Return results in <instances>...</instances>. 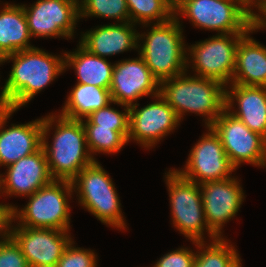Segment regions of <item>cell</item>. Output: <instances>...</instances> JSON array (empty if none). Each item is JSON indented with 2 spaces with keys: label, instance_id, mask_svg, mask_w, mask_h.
<instances>
[{
  "label": "cell",
  "instance_id": "cell-1",
  "mask_svg": "<svg viewBox=\"0 0 266 267\" xmlns=\"http://www.w3.org/2000/svg\"><path fill=\"white\" fill-rule=\"evenodd\" d=\"M14 60L9 78L1 90L0 108L17 110L63 72L64 59L39 48L17 51L1 59Z\"/></svg>",
  "mask_w": 266,
  "mask_h": 267
},
{
  "label": "cell",
  "instance_id": "cell-2",
  "mask_svg": "<svg viewBox=\"0 0 266 267\" xmlns=\"http://www.w3.org/2000/svg\"><path fill=\"white\" fill-rule=\"evenodd\" d=\"M55 118L53 115L42 118V148L53 179L72 181L83 168L91 165L95 158L85 150L87 143L82 120H72L59 115L53 143L49 147L46 134Z\"/></svg>",
  "mask_w": 266,
  "mask_h": 267
},
{
  "label": "cell",
  "instance_id": "cell-3",
  "mask_svg": "<svg viewBox=\"0 0 266 267\" xmlns=\"http://www.w3.org/2000/svg\"><path fill=\"white\" fill-rule=\"evenodd\" d=\"M186 73L160 83L159 94L181 120L185 112L207 115L209 127L226 109L224 84L210 78L186 77Z\"/></svg>",
  "mask_w": 266,
  "mask_h": 267
},
{
  "label": "cell",
  "instance_id": "cell-4",
  "mask_svg": "<svg viewBox=\"0 0 266 267\" xmlns=\"http://www.w3.org/2000/svg\"><path fill=\"white\" fill-rule=\"evenodd\" d=\"M178 20L174 16L167 22L153 24L148 34H138V39H145L139 55L159 83L185 73L189 65Z\"/></svg>",
  "mask_w": 266,
  "mask_h": 267
},
{
  "label": "cell",
  "instance_id": "cell-5",
  "mask_svg": "<svg viewBox=\"0 0 266 267\" xmlns=\"http://www.w3.org/2000/svg\"><path fill=\"white\" fill-rule=\"evenodd\" d=\"M178 12L195 26L221 31L220 34L250 33L257 29L244 0H178L174 16Z\"/></svg>",
  "mask_w": 266,
  "mask_h": 267
},
{
  "label": "cell",
  "instance_id": "cell-6",
  "mask_svg": "<svg viewBox=\"0 0 266 267\" xmlns=\"http://www.w3.org/2000/svg\"><path fill=\"white\" fill-rule=\"evenodd\" d=\"M73 190L71 181L53 180L30 195L24 209L18 211L13 207L12 219H19L22 223L18 225L23 227L67 231L70 208L66 197L71 196Z\"/></svg>",
  "mask_w": 266,
  "mask_h": 267
},
{
  "label": "cell",
  "instance_id": "cell-7",
  "mask_svg": "<svg viewBox=\"0 0 266 267\" xmlns=\"http://www.w3.org/2000/svg\"><path fill=\"white\" fill-rule=\"evenodd\" d=\"M166 176L174 226L200 249L204 248V229L213 240L218 239L206 223L199 184L176 170H169Z\"/></svg>",
  "mask_w": 266,
  "mask_h": 267
},
{
  "label": "cell",
  "instance_id": "cell-8",
  "mask_svg": "<svg viewBox=\"0 0 266 267\" xmlns=\"http://www.w3.org/2000/svg\"><path fill=\"white\" fill-rule=\"evenodd\" d=\"M79 202L102 223L125 228L118 194L107 172L95 160L71 181ZM77 185V186H76Z\"/></svg>",
  "mask_w": 266,
  "mask_h": 267
},
{
  "label": "cell",
  "instance_id": "cell-9",
  "mask_svg": "<svg viewBox=\"0 0 266 267\" xmlns=\"http://www.w3.org/2000/svg\"><path fill=\"white\" fill-rule=\"evenodd\" d=\"M209 127L219 136L225 153L235 168L243 162L266 166V139L251 131L227 109Z\"/></svg>",
  "mask_w": 266,
  "mask_h": 267
},
{
  "label": "cell",
  "instance_id": "cell-10",
  "mask_svg": "<svg viewBox=\"0 0 266 267\" xmlns=\"http://www.w3.org/2000/svg\"><path fill=\"white\" fill-rule=\"evenodd\" d=\"M246 34H218L191 46L189 50L193 58V68L198 73L196 75L217 80L225 86L230 79L232 82L236 50L240 40Z\"/></svg>",
  "mask_w": 266,
  "mask_h": 267
},
{
  "label": "cell",
  "instance_id": "cell-11",
  "mask_svg": "<svg viewBox=\"0 0 266 267\" xmlns=\"http://www.w3.org/2000/svg\"><path fill=\"white\" fill-rule=\"evenodd\" d=\"M207 128L210 132L204 134L191 150L185 170H176L185 179L197 184L229 178V174L236 169L225 153L219 136L211 127Z\"/></svg>",
  "mask_w": 266,
  "mask_h": 267
},
{
  "label": "cell",
  "instance_id": "cell-12",
  "mask_svg": "<svg viewBox=\"0 0 266 267\" xmlns=\"http://www.w3.org/2000/svg\"><path fill=\"white\" fill-rule=\"evenodd\" d=\"M79 0H38L23 6L31 36L71 38L79 19Z\"/></svg>",
  "mask_w": 266,
  "mask_h": 267
},
{
  "label": "cell",
  "instance_id": "cell-13",
  "mask_svg": "<svg viewBox=\"0 0 266 267\" xmlns=\"http://www.w3.org/2000/svg\"><path fill=\"white\" fill-rule=\"evenodd\" d=\"M18 227L11 229L9 235L19 245L29 267H56L72 241L68 231Z\"/></svg>",
  "mask_w": 266,
  "mask_h": 267
},
{
  "label": "cell",
  "instance_id": "cell-14",
  "mask_svg": "<svg viewBox=\"0 0 266 267\" xmlns=\"http://www.w3.org/2000/svg\"><path fill=\"white\" fill-rule=\"evenodd\" d=\"M157 102L151 103L144 108L137 109L133 104L129 107V139L138 141L144 147H151L161 138L170 133L180 119L175 111L167 104L166 100L158 94Z\"/></svg>",
  "mask_w": 266,
  "mask_h": 267
},
{
  "label": "cell",
  "instance_id": "cell-15",
  "mask_svg": "<svg viewBox=\"0 0 266 267\" xmlns=\"http://www.w3.org/2000/svg\"><path fill=\"white\" fill-rule=\"evenodd\" d=\"M160 83L140 56L114 64L110 93L112 101L122 106H132L140 97L159 94Z\"/></svg>",
  "mask_w": 266,
  "mask_h": 267
},
{
  "label": "cell",
  "instance_id": "cell-16",
  "mask_svg": "<svg viewBox=\"0 0 266 267\" xmlns=\"http://www.w3.org/2000/svg\"><path fill=\"white\" fill-rule=\"evenodd\" d=\"M208 228L221 238L223 223L238 212L243 201V190L239 182L231 177L199 184Z\"/></svg>",
  "mask_w": 266,
  "mask_h": 267
},
{
  "label": "cell",
  "instance_id": "cell-17",
  "mask_svg": "<svg viewBox=\"0 0 266 267\" xmlns=\"http://www.w3.org/2000/svg\"><path fill=\"white\" fill-rule=\"evenodd\" d=\"M13 112V109L0 108V129ZM42 131V118L0 130V165L8 166L40 150Z\"/></svg>",
  "mask_w": 266,
  "mask_h": 267
},
{
  "label": "cell",
  "instance_id": "cell-18",
  "mask_svg": "<svg viewBox=\"0 0 266 267\" xmlns=\"http://www.w3.org/2000/svg\"><path fill=\"white\" fill-rule=\"evenodd\" d=\"M7 167V175L5 178H0V191L3 188V192L7 195H27L28 197L54 180L43 148Z\"/></svg>",
  "mask_w": 266,
  "mask_h": 267
},
{
  "label": "cell",
  "instance_id": "cell-19",
  "mask_svg": "<svg viewBox=\"0 0 266 267\" xmlns=\"http://www.w3.org/2000/svg\"><path fill=\"white\" fill-rule=\"evenodd\" d=\"M226 89V109L230 111L234 99L239 111L231 114L240 119L251 131L259 133L266 139V87L232 84Z\"/></svg>",
  "mask_w": 266,
  "mask_h": 267
},
{
  "label": "cell",
  "instance_id": "cell-20",
  "mask_svg": "<svg viewBox=\"0 0 266 267\" xmlns=\"http://www.w3.org/2000/svg\"><path fill=\"white\" fill-rule=\"evenodd\" d=\"M104 25L83 34L79 44L91 54L105 58L130 48H138V34L133 23ZM137 41V42H136Z\"/></svg>",
  "mask_w": 266,
  "mask_h": 267
},
{
  "label": "cell",
  "instance_id": "cell-21",
  "mask_svg": "<svg viewBox=\"0 0 266 267\" xmlns=\"http://www.w3.org/2000/svg\"><path fill=\"white\" fill-rule=\"evenodd\" d=\"M248 34L238 44L231 84L266 87V47Z\"/></svg>",
  "mask_w": 266,
  "mask_h": 267
},
{
  "label": "cell",
  "instance_id": "cell-22",
  "mask_svg": "<svg viewBox=\"0 0 266 267\" xmlns=\"http://www.w3.org/2000/svg\"><path fill=\"white\" fill-rule=\"evenodd\" d=\"M30 37L23 6L6 3L0 12V58L34 48L29 45Z\"/></svg>",
  "mask_w": 266,
  "mask_h": 267
},
{
  "label": "cell",
  "instance_id": "cell-23",
  "mask_svg": "<svg viewBox=\"0 0 266 267\" xmlns=\"http://www.w3.org/2000/svg\"><path fill=\"white\" fill-rule=\"evenodd\" d=\"M63 58L65 69L71 65L76 69L78 83L110 88L114 65L106 58L91 54L81 45L75 53H64Z\"/></svg>",
  "mask_w": 266,
  "mask_h": 267
},
{
  "label": "cell",
  "instance_id": "cell-24",
  "mask_svg": "<svg viewBox=\"0 0 266 267\" xmlns=\"http://www.w3.org/2000/svg\"><path fill=\"white\" fill-rule=\"evenodd\" d=\"M110 103H114L109 89L77 83L70 92L60 114L72 120H82Z\"/></svg>",
  "mask_w": 266,
  "mask_h": 267
},
{
  "label": "cell",
  "instance_id": "cell-25",
  "mask_svg": "<svg viewBox=\"0 0 266 267\" xmlns=\"http://www.w3.org/2000/svg\"><path fill=\"white\" fill-rule=\"evenodd\" d=\"M86 133L87 150L91 152H118L128 141L129 132H117L111 128L99 127L88 118L83 122Z\"/></svg>",
  "mask_w": 266,
  "mask_h": 267
},
{
  "label": "cell",
  "instance_id": "cell-26",
  "mask_svg": "<svg viewBox=\"0 0 266 267\" xmlns=\"http://www.w3.org/2000/svg\"><path fill=\"white\" fill-rule=\"evenodd\" d=\"M131 23H164L174 17V4L170 0H126Z\"/></svg>",
  "mask_w": 266,
  "mask_h": 267
},
{
  "label": "cell",
  "instance_id": "cell-27",
  "mask_svg": "<svg viewBox=\"0 0 266 267\" xmlns=\"http://www.w3.org/2000/svg\"><path fill=\"white\" fill-rule=\"evenodd\" d=\"M208 246L203 252L196 254L194 267H239L241 265L234 247L228 245L222 237L213 240Z\"/></svg>",
  "mask_w": 266,
  "mask_h": 267
},
{
  "label": "cell",
  "instance_id": "cell-28",
  "mask_svg": "<svg viewBox=\"0 0 266 267\" xmlns=\"http://www.w3.org/2000/svg\"><path fill=\"white\" fill-rule=\"evenodd\" d=\"M79 16H99L130 22L126 0H83L79 4Z\"/></svg>",
  "mask_w": 266,
  "mask_h": 267
},
{
  "label": "cell",
  "instance_id": "cell-29",
  "mask_svg": "<svg viewBox=\"0 0 266 267\" xmlns=\"http://www.w3.org/2000/svg\"><path fill=\"white\" fill-rule=\"evenodd\" d=\"M107 106L92 112L88 119L99 127L111 128L117 132H129V107L124 108L122 113Z\"/></svg>",
  "mask_w": 266,
  "mask_h": 267
},
{
  "label": "cell",
  "instance_id": "cell-30",
  "mask_svg": "<svg viewBox=\"0 0 266 267\" xmlns=\"http://www.w3.org/2000/svg\"><path fill=\"white\" fill-rule=\"evenodd\" d=\"M73 241L66 247L56 267H96V255L90 250L75 248Z\"/></svg>",
  "mask_w": 266,
  "mask_h": 267
},
{
  "label": "cell",
  "instance_id": "cell-31",
  "mask_svg": "<svg viewBox=\"0 0 266 267\" xmlns=\"http://www.w3.org/2000/svg\"><path fill=\"white\" fill-rule=\"evenodd\" d=\"M0 267H29L19 245L10 235L0 240Z\"/></svg>",
  "mask_w": 266,
  "mask_h": 267
},
{
  "label": "cell",
  "instance_id": "cell-32",
  "mask_svg": "<svg viewBox=\"0 0 266 267\" xmlns=\"http://www.w3.org/2000/svg\"><path fill=\"white\" fill-rule=\"evenodd\" d=\"M196 254L187 248H180L164 255L154 267H194Z\"/></svg>",
  "mask_w": 266,
  "mask_h": 267
},
{
  "label": "cell",
  "instance_id": "cell-33",
  "mask_svg": "<svg viewBox=\"0 0 266 267\" xmlns=\"http://www.w3.org/2000/svg\"><path fill=\"white\" fill-rule=\"evenodd\" d=\"M12 208V205L0 204V233L2 232V236L4 235L2 238L9 236V227L11 222H13Z\"/></svg>",
  "mask_w": 266,
  "mask_h": 267
},
{
  "label": "cell",
  "instance_id": "cell-34",
  "mask_svg": "<svg viewBox=\"0 0 266 267\" xmlns=\"http://www.w3.org/2000/svg\"><path fill=\"white\" fill-rule=\"evenodd\" d=\"M245 1V6L248 11V13L256 19L259 15L254 13L252 9H250L251 5L255 4L254 6H258V10L263 13L266 10V0H244Z\"/></svg>",
  "mask_w": 266,
  "mask_h": 267
},
{
  "label": "cell",
  "instance_id": "cell-35",
  "mask_svg": "<svg viewBox=\"0 0 266 267\" xmlns=\"http://www.w3.org/2000/svg\"><path fill=\"white\" fill-rule=\"evenodd\" d=\"M262 15H264L263 16L264 18H262V16L261 17L258 16L255 19V26L257 27V29H261V28L264 29V27H266V10L263 12Z\"/></svg>",
  "mask_w": 266,
  "mask_h": 267
},
{
  "label": "cell",
  "instance_id": "cell-36",
  "mask_svg": "<svg viewBox=\"0 0 266 267\" xmlns=\"http://www.w3.org/2000/svg\"><path fill=\"white\" fill-rule=\"evenodd\" d=\"M173 4H175L178 0H170Z\"/></svg>",
  "mask_w": 266,
  "mask_h": 267
}]
</instances>
